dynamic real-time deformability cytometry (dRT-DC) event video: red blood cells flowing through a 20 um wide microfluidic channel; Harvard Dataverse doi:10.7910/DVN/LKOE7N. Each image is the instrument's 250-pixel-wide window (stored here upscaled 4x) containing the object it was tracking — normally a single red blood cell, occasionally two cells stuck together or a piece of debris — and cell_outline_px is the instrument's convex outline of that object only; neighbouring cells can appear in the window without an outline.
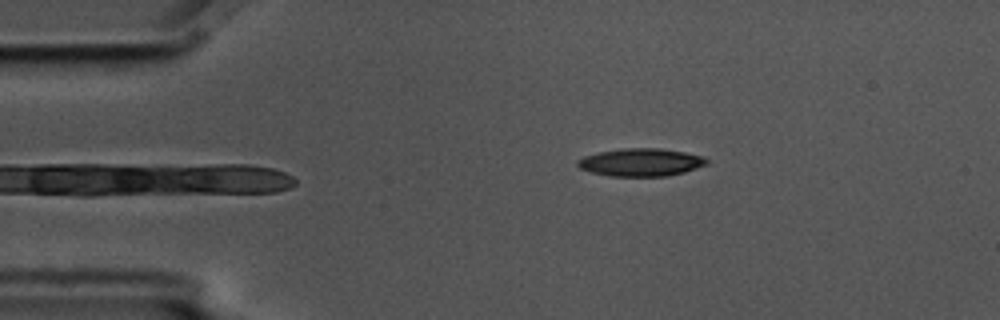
{"species": "common noctule bat (a hibernating species)", "species_latin": "Nyctalus noctula", "temperature_condition": "cold", "stored_images_in_passage": 4, "camera_frame_rate_fps": 3000, "um_per_image_px": 0.085, "animal": {"sex": "male", "body_mass_g": 17.5, "forearm_length_mm": 52.3}, "frame": {"image": 1, "passage_image": 4, "time_ms": 1.0, "image_size_px": [1000, 320], "cell_outline_px": [[708, 164], [684, 172], [664, 176], [608, 176], [592, 172], [580, 168], [576, 164], [576, 160], [584, 156], [596, 152], [620, 148], [660, 148], [684, 152], [704, 156], [708, 160]], "centroid_in_image_um": [54.45, 13.78], "position_along_channel_um": 30.5, "area_um2": 21.04}}